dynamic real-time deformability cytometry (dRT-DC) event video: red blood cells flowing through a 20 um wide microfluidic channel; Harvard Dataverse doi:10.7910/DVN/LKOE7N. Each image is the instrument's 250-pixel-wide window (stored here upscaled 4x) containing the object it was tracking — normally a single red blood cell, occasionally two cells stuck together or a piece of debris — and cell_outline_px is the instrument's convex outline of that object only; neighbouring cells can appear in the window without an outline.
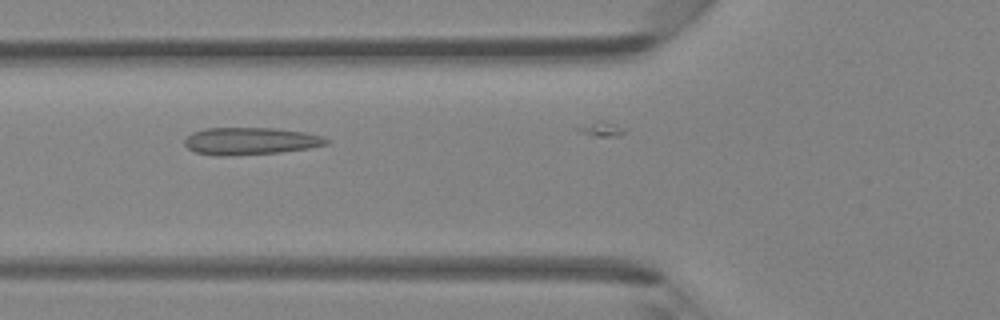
{"species": "Egyptian fruit bat (a non-hibernating species)", "species_latin": "Rousettus aegyptiacus", "temperature_condition": "room temperature", "stored_images_in_passage": 6, "camera_frame_rate_fps": 3000, "um_per_image_px": 0.085, "animal": {"sex": "female"}, "frame": {"image": 1, "passage_image": 4, "time_ms": 3.333, "image_size_px": [1000, 320], "cell_outline_px": [[332, 140], [328, 144], [308, 148], [280, 152], [228, 156], [216, 156], [196, 152], [188, 148], [184, 144], [184, 140], [192, 132], [204, 128], [276, 128], [304, 132], [320, 136]], "centroid_in_image_um": [21.27, 11.99], "position_along_channel_um": 104.5, "area_um2": 22.6}}
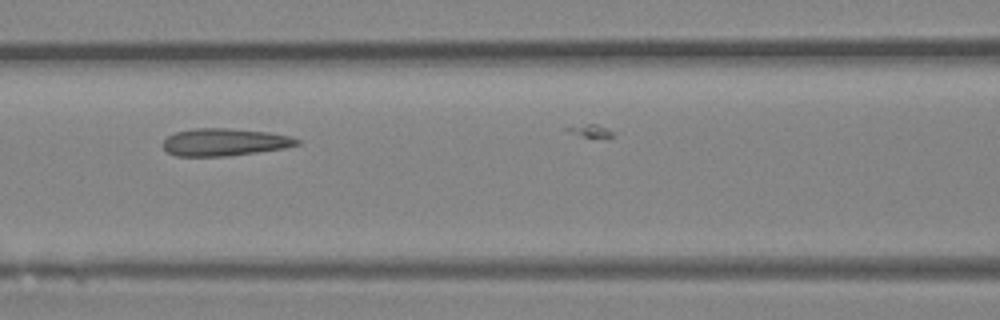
{"frame": {"image": 2, "passage_image": 5, "time_ms": 4.333, "image_size_px": [1000, 320], "cell_outline_px": [[300, 144], [284, 148], [228, 156], [176, 156], [168, 152], [164, 148], [164, 140], [168, 136], [176, 132], [196, 128], [224, 128], [268, 132], [292, 136], [300, 140]], "centroid_in_image_um": [19.11, 12.08], "position_along_channel_um": 147.5, "area_um2": 21.27}}